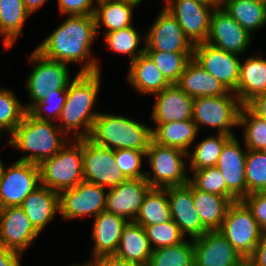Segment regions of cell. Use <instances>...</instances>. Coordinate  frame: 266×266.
Wrapping results in <instances>:
<instances>
[{"instance_id":"1","label":"cell","mask_w":266,"mask_h":266,"mask_svg":"<svg viewBox=\"0 0 266 266\" xmlns=\"http://www.w3.org/2000/svg\"><path fill=\"white\" fill-rule=\"evenodd\" d=\"M80 72L66 89V101L59 116L64 122V127L59 128L64 132L74 130L76 138H89L94 122L99 113L90 112L98 94L100 85V71L95 59L86 62ZM61 125V126H60ZM85 132H76L80 126Z\"/></svg>"},{"instance_id":"2","label":"cell","mask_w":266,"mask_h":266,"mask_svg":"<svg viewBox=\"0 0 266 266\" xmlns=\"http://www.w3.org/2000/svg\"><path fill=\"white\" fill-rule=\"evenodd\" d=\"M96 33L94 16L69 15L36 50L46 58L66 64L84 61Z\"/></svg>"},{"instance_id":"3","label":"cell","mask_w":266,"mask_h":266,"mask_svg":"<svg viewBox=\"0 0 266 266\" xmlns=\"http://www.w3.org/2000/svg\"><path fill=\"white\" fill-rule=\"evenodd\" d=\"M57 130L51 120L37 119L26 111L21 123L11 134L9 144L17 149L32 152L18 161L39 165L42 161L52 158L66 145L63 138L59 139L57 136L58 133L62 135L63 131L59 127Z\"/></svg>"},{"instance_id":"4","label":"cell","mask_w":266,"mask_h":266,"mask_svg":"<svg viewBox=\"0 0 266 266\" xmlns=\"http://www.w3.org/2000/svg\"><path fill=\"white\" fill-rule=\"evenodd\" d=\"M89 139L113 150L147 151L152 140V128L123 116L99 113Z\"/></svg>"},{"instance_id":"5","label":"cell","mask_w":266,"mask_h":266,"mask_svg":"<svg viewBox=\"0 0 266 266\" xmlns=\"http://www.w3.org/2000/svg\"><path fill=\"white\" fill-rule=\"evenodd\" d=\"M69 148L65 145L52 158L42 161L39 166L40 184L60 193L76 187L84 180L83 139Z\"/></svg>"},{"instance_id":"6","label":"cell","mask_w":266,"mask_h":266,"mask_svg":"<svg viewBox=\"0 0 266 266\" xmlns=\"http://www.w3.org/2000/svg\"><path fill=\"white\" fill-rule=\"evenodd\" d=\"M218 231L244 259L253 254L262 234L252 211L242 200L230 205Z\"/></svg>"},{"instance_id":"7","label":"cell","mask_w":266,"mask_h":266,"mask_svg":"<svg viewBox=\"0 0 266 266\" xmlns=\"http://www.w3.org/2000/svg\"><path fill=\"white\" fill-rule=\"evenodd\" d=\"M187 154L180 149L162 146L151 140L145 156L149 157L154 178H149L150 173L146 172L145 180L152 188L187 184L190 179L185 174V163L182 161V156Z\"/></svg>"},{"instance_id":"8","label":"cell","mask_w":266,"mask_h":266,"mask_svg":"<svg viewBox=\"0 0 266 266\" xmlns=\"http://www.w3.org/2000/svg\"><path fill=\"white\" fill-rule=\"evenodd\" d=\"M220 95L194 98L192 120L197 125L205 124L219 129V134L233 136L229 127L239 124L242 107L236 95ZM240 104V105H238Z\"/></svg>"},{"instance_id":"9","label":"cell","mask_w":266,"mask_h":266,"mask_svg":"<svg viewBox=\"0 0 266 266\" xmlns=\"http://www.w3.org/2000/svg\"><path fill=\"white\" fill-rule=\"evenodd\" d=\"M40 185V171L37 164L16 161L7 169L2 165L0 209L21 206L24 199Z\"/></svg>"},{"instance_id":"10","label":"cell","mask_w":266,"mask_h":266,"mask_svg":"<svg viewBox=\"0 0 266 266\" xmlns=\"http://www.w3.org/2000/svg\"><path fill=\"white\" fill-rule=\"evenodd\" d=\"M114 150L95 144L83 138L84 180L109 189L127 180L115 163Z\"/></svg>"},{"instance_id":"11","label":"cell","mask_w":266,"mask_h":266,"mask_svg":"<svg viewBox=\"0 0 266 266\" xmlns=\"http://www.w3.org/2000/svg\"><path fill=\"white\" fill-rule=\"evenodd\" d=\"M30 61L36 62L27 82V90L34 102L25 108L26 111L44 99L48 92L66 90L69 86L66 63L46 58L37 50L32 53Z\"/></svg>"},{"instance_id":"12","label":"cell","mask_w":266,"mask_h":266,"mask_svg":"<svg viewBox=\"0 0 266 266\" xmlns=\"http://www.w3.org/2000/svg\"><path fill=\"white\" fill-rule=\"evenodd\" d=\"M193 59L219 80L230 93L236 91L241 64L236 54L203 42L194 45Z\"/></svg>"},{"instance_id":"13","label":"cell","mask_w":266,"mask_h":266,"mask_svg":"<svg viewBox=\"0 0 266 266\" xmlns=\"http://www.w3.org/2000/svg\"><path fill=\"white\" fill-rule=\"evenodd\" d=\"M102 186L83 180L76 187L59 193V212L66 219L93 214L96 217L105 210L107 193Z\"/></svg>"},{"instance_id":"14","label":"cell","mask_w":266,"mask_h":266,"mask_svg":"<svg viewBox=\"0 0 266 266\" xmlns=\"http://www.w3.org/2000/svg\"><path fill=\"white\" fill-rule=\"evenodd\" d=\"M166 10L172 14L193 45L207 41L212 7L194 0H167Z\"/></svg>"},{"instance_id":"15","label":"cell","mask_w":266,"mask_h":266,"mask_svg":"<svg viewBox=\"0 0 266 266\" xmlns=\"http://www.w3.org/2000/svg\"><path fill=\"white\" fill-rule=\"evenodd\" d=\"M165 189L168 195L171 218L183 235L188 233L192 239H195L209 231L203 225L194 205L190 181L185 185L170 186Z\"/></svg>"},{"instance_id":"16","label":"cell","mask_w":266,"mask_h":266,"mask_svg":"<svg viewBox=\"0 0 266 266\" xmlns=\"http://www.w3.org/2000/svg\"><path fill=\"white\" fill-rule=\"evenodd\" d=\"M251 35L223 8L212 9L209 44L236 55L241 54L250 42Z\"/></svg>"},{"instance_id":"17","label":"cell","mask_w":266,"mask_h":266,"mask_svg":"<svg viewBox=\"0 0 266 266\" xmlns=\"http://www.w3.org/2000/svg\"><path fill=\"white\" fill-rule=\"evenodd\" d=\"M145 51L194 52L176 18L163 9L145 38Z\"/></svg>"},{"instance_id":"18","label":"cell","mask_w":266,"mask_h":266,"mask_svg":"<svg viewBox=\"0 0 266 266\" xmlns=\"http://www.w3.org/2000/svg\"><path fill=\"white\" fill-rule=\"evenodd\" d=\"M195 266H239L245 259L218 231L195 238Z\"/></svg>"},{"instance_id":"19","label":"cell","mask_w":266,"mask_h":266,"mask_svg":"<svg viewBox=\"0 0 266 266\" xmlns=\"http://www.w3.org/2000/svg\"><path fill=\"white\" fill-rule=\"evenodd\" d=\"M235 137L223 147L216 167L220 170L227 185V198L232 202L246 197L245 163L246 152H242Z\"/></svg>"},{"instance_id":"20","label":"cell","mask_w":266,"mask_h":266,"mask_svg":"<svg viewBox=\"0 0 266 266\" xmlns=\"http://www.w3.org/2000/svg\"><path fill=\"white\" fill-rule=\"evenodd\" d=\"M151 188L145 178L127 179L118 186L109 189L105 210L125 219L130 217L133 222L138 215L145 195Z\"/></svg>"},{"instance_id":"21","label":"cell","mask_w":266,"mask_h":266,"mask_svg":"<svg viewBox=\"0 0 266 266\" xmlns=\"http://www.w3.org/2000/svg\"><path fill=\"white\" fill-rule=\"evenodd\" d=\"M38 234L20 206L0 209V241L7 248L22 254Z\"/></svg>"},{"instance_id":"22","label":"cell","mask_w":266,"mask_h":266,"mask_svg":"<svg viewBox=\"0 0 266 266\" xmlns=\"http://www.w3.org/2000/svg\"><path fill=\"white\" fill-rule=\"evenodd\" d=\"M155 95L158 97L151 118L156 124L192 119L194 99L176 84Z\"/></svg>"},{"instance_id":"23","label":"cell","mask_w":266,"mask_h":266,"mask_svg":"<svg viewBox=\"0 0 266 266\" xmlns=\"http://www.w3.org/2000/svg\"><path fill=\"white\" fill-rule=\"evenodd\" d=\"M191 98L227 95L222 83L202 68L193 58L176 83Z\"/></svg>"},{"instance_id":"24","label":"cell","mask_w":266,"mask_h":266,"mask_svg":"<svg viewBox=\"0 0 266 266\" xmlns=\"http://www.w3.org/2000/svg\"><path fill=\"white\" fill-rule=\"evenodd\" d=\"M125 218L106 210L95 217L93 238L94 258L106 255H115L123 228L127 225Z\"/></svg>"},{"instance_id":"25","label":"cell","mask_w":266,"mask_h":266,"mask_svg":"<svg viewBox=\"0 0 266 266\" xmlns=\"http://www.w3.org/2000/svg\"><path fill=\"white\" fill-rule=\"evenodd\" d=\"M20 207L40 233L53 219L55 212H59V193L40 185L24 199Z\"/></svg>"},{"instance_id":"26","label":"cell","mask_w":266,"mask_h":266,"mask_svg":"<svg viewBox=\"0 0 266 266\" xmlns=\"http://www.w3.org/2000/svg\"><path fill=\"white\" fill-rule=\"evenodd\" d=\"M151 248L144 227L129 221L123 228L115 255L140 266H148Z\"/></svg>"},{"instance_id":"27","label":"cell","mask_w":266,"mask_h":266,"mask_svg":"<svg viewBox=\"0 0 266 266\" xmlns=\"http://www.w3.org/2000/svg\"><path fill=\"white\" fill-rule=\"evenodd\" d=\"M266 92V60L250 57L240 64V77L235 95L241 105H247L256 96Z\"/></svg>"},{"instance_id":"28","label":"cell","mask_w":266,"mask_h":266,"mask_svg":"<svg viewBox=\"0 0 266 266\" xmlns=\"http://www.w3.org/2000/svg\"><path fill=\"white\" fill-rule=\"evenodd\" d=\"M128 74L131 84L142 94H157L171 85L146 53L130 62Z\"/></svg>"},{"instance_id":"29","label":"cell","mask_w":266,"mask_h":266,"mask_svg":"<svg viewBox=\"0 0 266 266\" xmlns=\"http://www.w3.org/2000/svg\"><path fill=\"white\" fill-rule=\"evenodd\" d=\"M94 18L96 31L99 25H105L107 32L132 26V9L140 2L137 0H97Z\"/></svg>"},{"instance_id":"30","label":"cell","mask_w":266,"mask_h":266,"mask_svg":"<svg viewBox=\"0 0 266 266\" xmlns=\"http://www.w3.org/2000/svg\"><path fill=\"white\" fill-rule=\"evenodd\" d=\"M192 196L203 225L209 231L219 230L227 210L233 202L227 197L201 191L193 184Z\"/></svg>"},{"instance_id":"31","label":"cell","mask_w":266,"mask_h":266,"mask_svg":"<svg viewBox=\"0 0 266 266\" xmlns=\"http://www.w3.org/2000/svg\"><path fill=\"white\" fill-rule=\"evenodd\" d=\"M198 127L192 119L157 124V128L152 129V140L159 145L177 148L187 153Z\"/></svg>"},{"instance_id":"32","label":"cell","mask_w":266,"mask_h":266,"mask_svg":"<svg viewBox=\"0 0 266 266\" xmlns=\"http://www.w3.org/2000/svg\"><path fill=\"white\" fill-rule=\"evenodd\" d=\"M166 195L165 188H151L145 195L138 215L133 222L145 227L172 220Z\"/></svg>"},{"instance_id":"33","label":"cell","mask_w":266,"mask_h":266,"mask_svg":"<svg viewBox=\"0 0 266 266\" xmlns=\"http://www.w3.org/2000/svg\"><path fill=\"white\" fill-rule=\"evenodd\" d=\"M222 5L224 11L250 35L253 29H259L266 23V4L253 0H222Z\"/></svg>"},{"instance_id":"34","label":"cell","mask_w":266,"mask_h":266,"mask_svg":"<svg viewBox=\"0 0 266 266\" xmlns=\"http://www.w3.org/2000/svg\"><path fill=\"white\" fill-rule=\"evenodd\" d=\"M22 0H0V34L5 46L10 48L21 32L22 25L30 16Z\"/></svg>"},{"instance_id":"35","label":"cell","mask_w":266,"mask_h":266,"mask_svg":"<svg viewBox=\"0 0 266 266\" xmlns=\"http://www.w3.org/2000/svg\"><path fill=\"white\" fill-rule=\"evenodd\" d=\"M148 266H195L194 241L153 249Z\"/></svg>"},{"instance_id":"36","label":"cell","mask_w":266,"mask_h":266,"mask_svg":"<svg viewBox=\"0 0 266 266\" xmlns=\"http://www.w3.org/2000/svg\"><path fill=\"white\" fill-rule=\"evenodd\" d=\"M232 137L233 136L218 133L217 137L210 136L205 138L196 146L191 155V169L196 171L216 166L224 145Z\"/></svg>"},{"instance_id":"37","label":"cell","mask_w":266,"mask_h":266,"mask_svg":"<svg viewBox=\"0 0 266 266\" xmlns=\"http://www.w3.org/2000/svg\"><path fill=\"white\" fill-rule=\"evenodd\" d=\"M145 53L171 84L179 81L187 63L193 58V52L145 51Z\"/></svg>"},{"instance_id":"38","label":"cell","mask_w":266,"mask_h":266,"mask_svg":"<svg viewBox=\"0 0 266 266\" xmlns=\"http://www.w3.org/2000/svg\"><path fill=\"white\" fill-rule=\"evenodd\" d=\"M245 127V143L248 150H266V119L256 115L247 105H242L239 124Z\"/></svg>"},{"instance_id":"39","label":"cell","mask_w":266,"mask_h":266,"mask_svg":"<svg viewBox=\"0 0 266 266\" xmlns=\"http://www.w3.org/2000/svg\"><path fill=\"white\" fill-rule=\"evenodd\" d=\"M245 171L246 196L266 191V151L247 149Z\"/></svg>"},{"instance_id":"40","label":"cell","mask_w":266,"mask_h":266,"mask_svg":"<svg viewBox=\"0 0 266 266\" xmlns=\"http://www.w3.org/2000/svg\"><path fill=\"white\" fill-rule=\"evenodd\" d=\"M105 34V40L109 48L115 52L129 54L131 57L130 62L145 53V48L139 49L137 51L138 55H136L135 51L140 43V36H138V33L133 26L112 32H106Z\"/></svg>"},{"instance_id":"41","label":"cell","mask_w":266,"mask_h":266,"mask_svg":"<svg viewBox=\"0 0 266 266\" xmlns=\"http://www.w3.org/2000/svg\"><path fill=\"white\" fill-rule=\"evenodd\" d=\"M25 113V108L11 91L0 90V129H7L11 135L21 123Z\"/></svg>"},{"instance_id":"42","label":"cell","mask_w":266,"mask_h":266,"mask_svg":"<svg viewBox=\"0 0 266 266\" xmlns=\"http://www.w3.org/2000/svg\"><path fill=\"white\" fill-rule=\"evenodd\" d=\"M148 241L155 244L154 249L169 247L184 241V235L173 220L162 224L144 227ZM157 246V247H156Z\"/></svg>"},{"instance_id":"43","label":"cell","mask_w":266,"mask_h":266,"mask_svg":"<svg viewBox=\"0 0 266 266\" xmlns=\"http://www.w3.org/2000/svg\"><path fill=\"white\" fill-rule=\"evenodd\" d=\"M194 179L190 182L199 190L227 197V185L220 170L210 167L194 171Z\"/></svg>"},{"instance_id":"44","label":"cell","mask_w":266,"mask_h":266,"mask_svg":"<svg viewBox=\"0 0 266 266\" xmlns=\"http://www.w3.org/2000/svg\"><path fill=\"white\" fill-rule=\"evenodd\" d=\"M115 163L118 169L127 179L145 178L146 172H140L142 156L146 151H137L134 149L114 150Z\"/></svg>"},{"instance_id":"45","label":"cell","mask_w":266,"mask_h":266,"mask_svg":"<svg viewBox=\"0 0 266 266\" xmlns=\"http://www.w3.org/2000/svg\"><path fill=\"white\" fill-rule=\"evenodd\" d=\"M66 96H67L66 90H55L53 92L52 91L48 92L46 97L44 99H42L41 101L37 102L36 104H34L28 110V112L33 117H35L37 119H41V120L52 119L51 115H53V113H54L53 117L59 119V116L61 114V111H62L63 106H64L65 101H66ZM44 107H49L50 111H51V109L53 110L52 114H49V116H48V118H50V119H47L46 117H44V114H42L41 109Z\"/></svg>"},{"instance_id":"46","label":"cell","mask_w":266,"mask_h":266,"mask_svg":"<svg viewBox=\"0 0 266 266\" xmlns=\"http://www.w3.org/2000/svg\"><path fill=\"white\" fill-rule=\"evenodd\" d=\"M252 211L260 225L262 233L266 232V191L254 192L242 200Z\"/></svg>"},{"instance_id":"47","label":"cell","mask_w":266,"mask_h":266,"mask_svg":"<svg viewBox=\"0 0 266 266\" xmlns=\"http://www.w3.org/2000/svg\"><path fill=\"white\" fill-rule=\"evenodd\" d=\"M60 12L68 15H92L94 16L95 7L92 8L93 0H58Z\"/></svg>"},{"instance_id":"48","label":"cell","mask_w":266,"mask_h":266,"mask_svg":"<svg viewBox=\"0 0 266 266\" xmlns=\"http://www.w3.org/2000/svg\"><path fill=\"white\" fill-rule=\"evenodd\" d=\"M247 260L254 266H266V232L261 234L253 254Z\"/></svg>"},{"instance_id":"49","label":"cell","mask_w":266,"mask_h":266,"mask_svg":"<svg viewBox=\"0 0 266 266\" xmlns=\"http://www.w3.org/2000/svg\"><path fill=\"white\" fill-rule=\"evenodd\" d=\"M87 266H140L138 264L128 262L116 255H106L95 257V262L87 263Z\"/></svg>"},{"instance_id":"50","label":"cell","mask_w":266,"mask_h":266,"mask_svg":"<svg viewBox=\"0 0 266 266\" xmlns=\"http://www.w3.org/2000/svg\"><path fill=\"white\" fill-rule=\"evenodd\" d=\"M21 253L7 248L0 241V266H21L19 261Z\"/></svg>"},{"instance_id":"51","label":"cell","mask_w":266,"mask_h":266,"mask_svg":"<svg viewBox=\"0 0 266 266\" xmlns=\"http://www.w3.org/2000/svg\"><path fill=\"white\" fill-rule=\"evenodd\" d=\"M247 106L259 117L266 119V92L256 96Z\"/></svg>"},{"instance_id":"52","label":"cell","mask_w":266,"mask_h":266,"mask_svg":"<svg viewBox=\"0 0 266 266\" xmlns=\"http://www.w3.org/2000/svg\"><path fill=\"white\" fill-rule=\"evenodd\" d=\"M24 2V5L26 9L32 13L36 9H38L40 6H42L47 0H22Z\"/></svg>"},{"instance_id":"53","label":"cell","mask_w":266,"mask_h":266,"mask_svg":"<svg viewBox=\"0 0 266 266\" xmlns=\"http://www.w3.org/2000/svg\"><path fill=\"white\" fill-rule=\"evenodd\" d=\"M194 1H197L198 3H201L205 6L213 7V9H216L222 6V0H194Z\"/></svg>"},{"instance_id":"54","label":"cell","mask_w":266,"mask_h":266,"mask_svg":"<svg viewBox=\"0 0 266 266\" xmlns=\"http://www.w3.org/2000/svg\"><path fill=\"white\" fill-rule=\"evenodd\" d=\"M239 266H254L247 259H245Z\"/></svg>"},{"instance_id":"55","label":"cell","mask_w":266,"mask_h":266,"mask_svg":"<svg viewBox=\"0 0 266 266\" xmlns=\"http://www.w3.org/2000/svg\"><path fill=\"white\" fill-rule=\"evenodd\" d=\"M255 2H259V3H262V4H266V0H253Z\"/></svg>"},{"instance_id":"56","label":"cell","mask_w":266,"mask_h":266,"mask_svg":"<svg viewBox=\"0 0 266 266\" xmlns=\"http://www.w3.org/2000/svg\"><path fill=\"white\" fill-rule=\"evenodd\" d=\"M2 165H3V162L1 163V160H0V176H1V172H2Z\"/></svg>"}]
</instances>
